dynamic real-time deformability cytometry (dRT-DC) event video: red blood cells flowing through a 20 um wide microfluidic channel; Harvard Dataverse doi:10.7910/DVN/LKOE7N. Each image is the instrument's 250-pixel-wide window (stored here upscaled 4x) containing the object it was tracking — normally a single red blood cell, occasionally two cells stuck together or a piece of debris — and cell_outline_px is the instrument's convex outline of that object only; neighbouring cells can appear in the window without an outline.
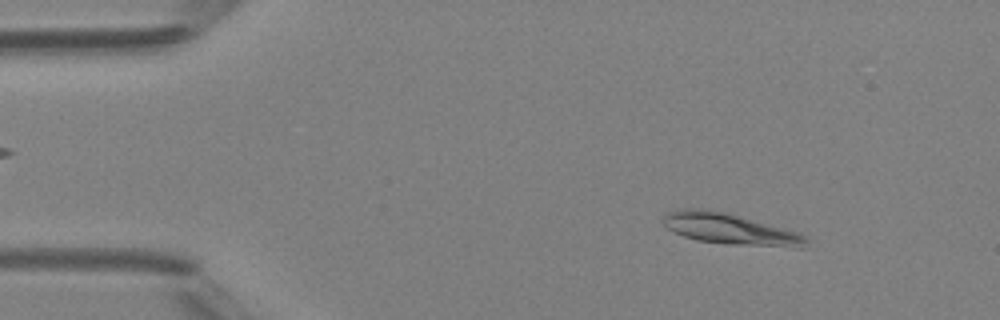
{"species": "Egyptian fruit bat (a non-hibernating species)", "species_latin": "Rousettus aegyptiacus", "temperature_condition": "room temperature", "stored_images_in_passage": 3, "camera_frame_rate_fps": 3000, "um_per_image_px": 0.085, "animal": {"sex": "female"}, "frame": {"image": 1, "passage_image": 2, "time_ms": 1.0, "image_size_px": [1000, 320], "cell_outline_px": [[808, 248], [796, 248], [728, 244], [696, 240], [684, 236], [668, 228], [664, 224], [664, 216], [668, 212], [684, 208], [700, 208], [724, 212], [800, 232], [808, 236]], "centroid_in_image_um": [62.17, 19.49], "position_along_channel_um": 22.8, "area_um2": 25.95}}